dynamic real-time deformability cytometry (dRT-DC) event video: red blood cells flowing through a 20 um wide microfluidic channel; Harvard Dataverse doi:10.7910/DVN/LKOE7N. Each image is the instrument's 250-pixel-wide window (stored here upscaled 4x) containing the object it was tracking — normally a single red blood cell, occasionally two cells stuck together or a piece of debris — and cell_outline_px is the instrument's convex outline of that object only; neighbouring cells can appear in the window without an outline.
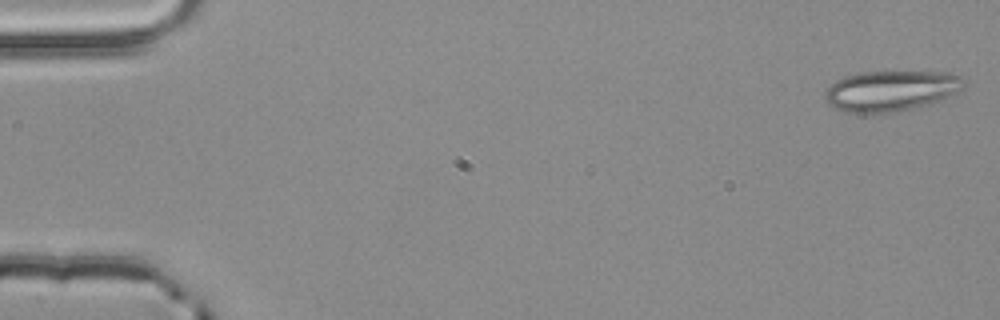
{"species": "common noctule bat (a hibernating species)", "species_latin": "Nyctalus noctula", "temperature_condition": "room temperature", "stored_images_in_passage": 53, "camera_frame_rate_fps": 3000, "um_per_image_px": 0.085, "animal": {"sex": "male", "body_mass_g": 20.4}, "frame": {"image": 1, "passage_image": 1, "time_ms": 0.0, "image_size_px": [1000, 320], "cell_outline_px": [[964, 88], [960, 92], [940, 100], [912, 108], [876, 116], [844, 112], [828, 104], [824, 96], [824, 92], [836, 80], [844, 76], [856, 72], [948, 72], [960, 76], [964, 84]], "centroid_in_image_um": [75.69, 7.75], "position_along_channel_um": 9.3, "area_um2": 33.41}}
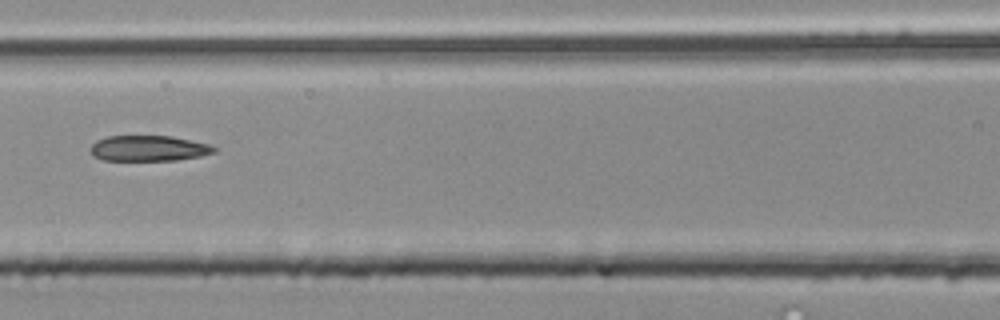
{"frame": {"image": 2, "passage_image": 24, "time_ms": 7.667, "image_size_px": [1000, 320], "cell_outline_px": [[216, 152], [200, 156], [176, 160], [104, 160], [92, 156], [88, 148], [96, 140], [108, 136], [172, 136], [208, 144], [216, 148]], "centroid_in_image_um": [12.59, 12.61], "position_along_channel_um": 154.0, "area_um2": 18.5}}
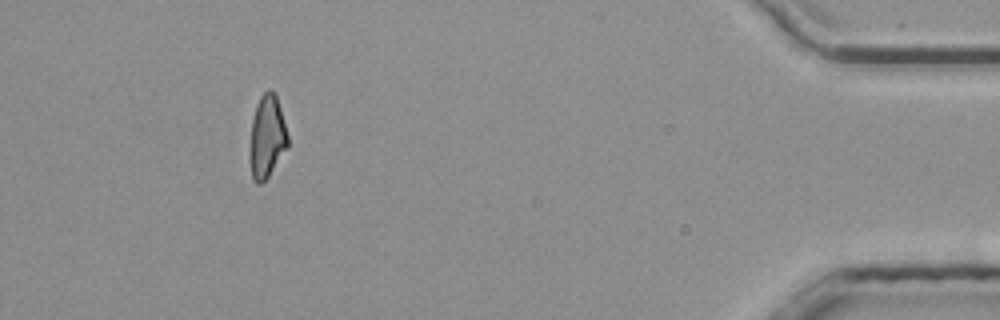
{"frame": {"image": 3, "passage_image": 49, "time_ms": 16.0, "image_size_px": [1000, 320], "cell_outline_px": [[288, 148], [268, 176], [260, 184], [256, 184], [252, 180], [248, 160], [248, 148], [252, 120], [256, 104], [260, 96], [268, 88], [276, 96], [280, 108], [288, 136]], "centroid_in_image_um": [22.65, 11.68], "position_along_channel_um": 412.6, "area_um2": 18.67}, "authors_computed_cell_mechanics": {"area_um2": 19.3052, "velocity_mm_per_s": 3.8863, "shape_relaxation_time_tau1_ms": null, "shape_relaxation_time_tau2_ms": 3.9935, "deformation_change_tau1": null, "deformation_change_tau2": 0.1481}}